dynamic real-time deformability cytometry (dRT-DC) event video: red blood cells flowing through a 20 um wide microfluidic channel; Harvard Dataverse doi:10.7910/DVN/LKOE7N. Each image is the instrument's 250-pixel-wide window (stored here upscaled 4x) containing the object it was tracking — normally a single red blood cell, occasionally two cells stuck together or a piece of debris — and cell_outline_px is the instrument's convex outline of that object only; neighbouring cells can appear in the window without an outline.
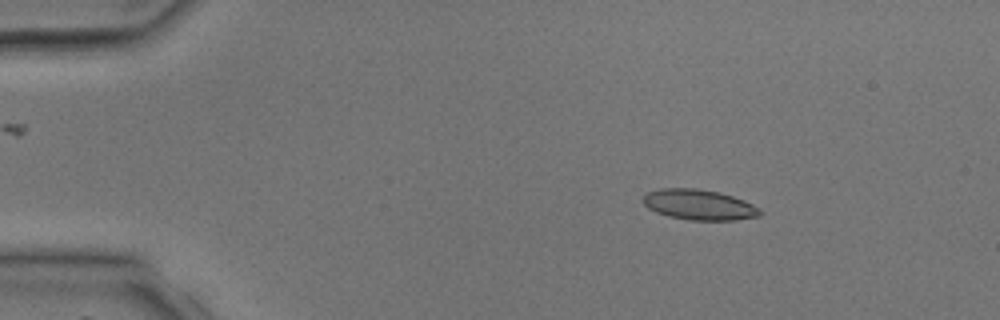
{"species": "common noctule bat (a hibernating species)", "species_latin": "Nyctalus noctula", "temperature_condition": "room temperature", "stored_images_in_passage": 3, "camera_frame_rate_fps": 3000, "um_per_image_px": 0.085, "animal": {"sex": "male", "body_mass_g": 17.9, "forearm_length_mm": 54.2}, "frame": {"image": 1, "passage_image": 1, "time_ms": 0.0, "image_size_px": [1000, 320], "cell_outline_px": [[764, 212], [760, 216], [736, 220], [692, 220], [668, 216], [656, 212], [648, 208], [644, 204], [644, 192], [660, 188], [696, 188], [720, 192], [744, 200], [760, 208]], "centroid_in_image_um": [59.43, 17.39], "position_along_channel_um": 25.6, "area_um2": 20.92}}